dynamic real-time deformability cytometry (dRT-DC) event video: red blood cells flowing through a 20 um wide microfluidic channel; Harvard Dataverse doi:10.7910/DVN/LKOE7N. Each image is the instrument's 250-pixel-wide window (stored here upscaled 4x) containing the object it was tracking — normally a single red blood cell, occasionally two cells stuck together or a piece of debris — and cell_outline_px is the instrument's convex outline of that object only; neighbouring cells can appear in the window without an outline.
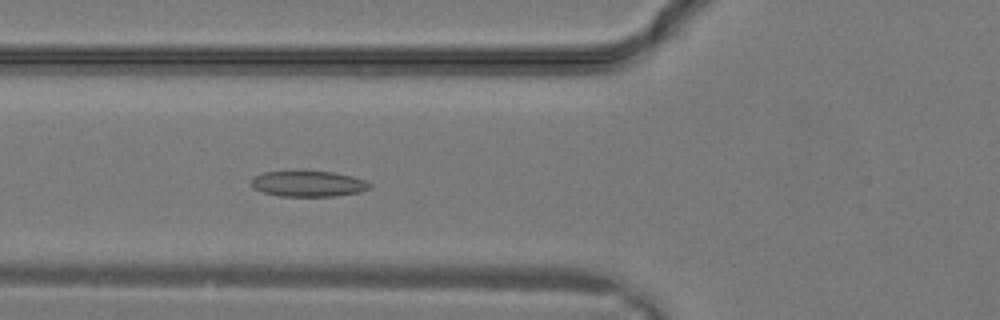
{"species": "common noctule bat (a hibernating species)", "species_latin": "Nyctalus noctula", "temperature_condition": "warm", "stored_images_in_passage": 10, "camera_frame_rate_fps": 3000, "um_per_image_px": 0.085, "animal": {"sex": "male", "body_mass_g": 19.2, "forearm_length_mm": 51.8}, "frame": {"image": 1, "passage_image": 10, "time_ms": 3.0, "image_size_px": [1000, 320], "cell_outline_px": [[372, 188], [360, 192], [336, 196], [280, 196], [264, 192], [252, 188], [252, 180], [256, 176], [264, 172], [296, 168], [300, 168], [332, 172], [352, 176], [364, 180], [372, 184]], "centroid_in_image_um": [26.21, 15.57], "position_along_channel_um": 99.6, "area_um2": 18.55}}